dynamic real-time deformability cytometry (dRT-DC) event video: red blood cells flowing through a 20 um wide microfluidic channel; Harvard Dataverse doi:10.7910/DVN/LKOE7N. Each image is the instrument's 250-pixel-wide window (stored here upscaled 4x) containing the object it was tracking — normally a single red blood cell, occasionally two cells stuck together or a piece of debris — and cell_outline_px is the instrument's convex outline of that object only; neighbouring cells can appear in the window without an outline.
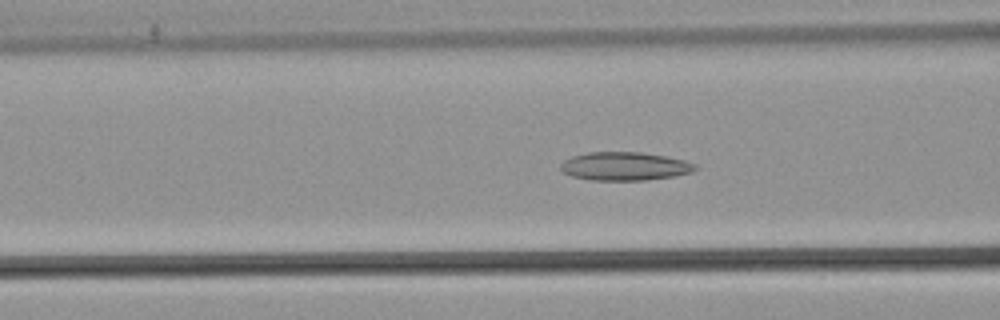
{"species": "common noctule bat (a hibernating species)", "species_latin": "Nyctalus noctula", "temperature_condition": "warm", "stored_images_in_passage": 39, "camera_frame_rate_fps": 3000, "um_per_image_px": 0.085, "animal": {"sex": "male", "body_mass_g": 21.5, "forearm_length_mm": 52.0}, "frame": {"image": 1, "passage_image": 12, "time_ms": 3.667, "image_size_px": [1000, 320], "cell_outline_px": [[700, 168], [692, 172], [676, 176], [644, 180], [588, 180], [572, 176], [564, 172], [560, 168], [560, 164], [564, 160], [572, 156], [588, 152], [640, 152], [668, 156], [684, 160], [696, 164]], "centroid_in_image_um": [53.14, 14.13], "position_along_channel_um": 113.5, "area_um2": 22.48}}
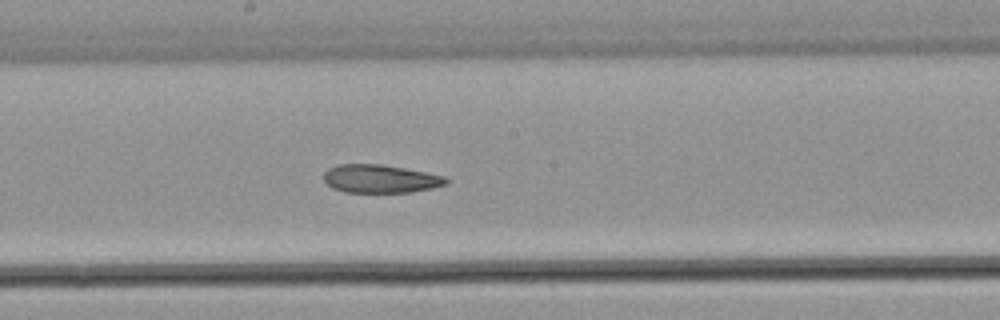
{"frame": {"image": 2, "passage_image": 20, "time_ms": 6.333, "image_size_px": [1000, 320], "cell_outline_px": [[448, 184], [432, 188], [412, 192], [344, 192], [332, 188], [324, 180], [324, 172], [328, 168], [336, 164], [380, 164], [404, 168], [444, 176], [448, 180]], "centroid_in_image_um": [32.3, 15.19], "position_along_channel_um": 215.9, "area_um2": 20.11}}
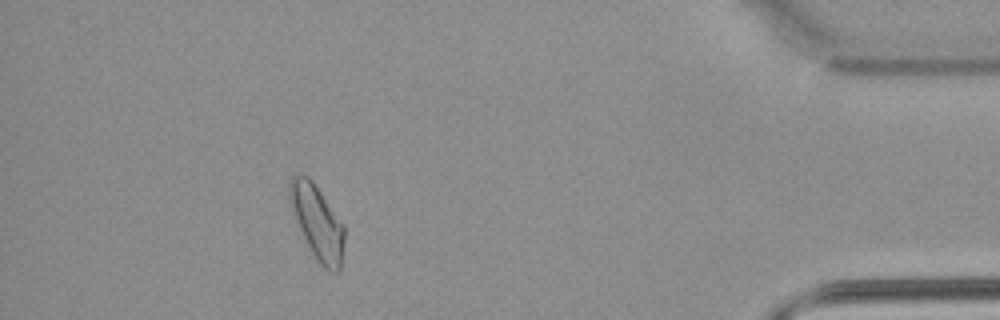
{"frame": {"image": 3, "passage_image": 39, "time_ms": 12.667, "image_size_px": [1000, 320], "cell_outline_px": [[344, 240], [340, 272], [328, 272], [316, 260], [300, 228], [288, 200], [288, 184], [292, 176], [296, 172], [300, 172], [308, 176], [312, 180], [344, 224]], "centroid_in_image_um": [26.96, 18.85], "position_along_channel_um": 408.2, "area_um2": 23.7}, "authors_computed_cell_mechanics": {"area_um2": 21.5594, "velocity_mm_per_s": 3.8406, "shape_relaxation_time_tau1_ms": null, "shape_relaxation_time_tau2_ms": 5.4744, "deformation_change_tau1": null, "deformation_change_tau2": 0.1299}}